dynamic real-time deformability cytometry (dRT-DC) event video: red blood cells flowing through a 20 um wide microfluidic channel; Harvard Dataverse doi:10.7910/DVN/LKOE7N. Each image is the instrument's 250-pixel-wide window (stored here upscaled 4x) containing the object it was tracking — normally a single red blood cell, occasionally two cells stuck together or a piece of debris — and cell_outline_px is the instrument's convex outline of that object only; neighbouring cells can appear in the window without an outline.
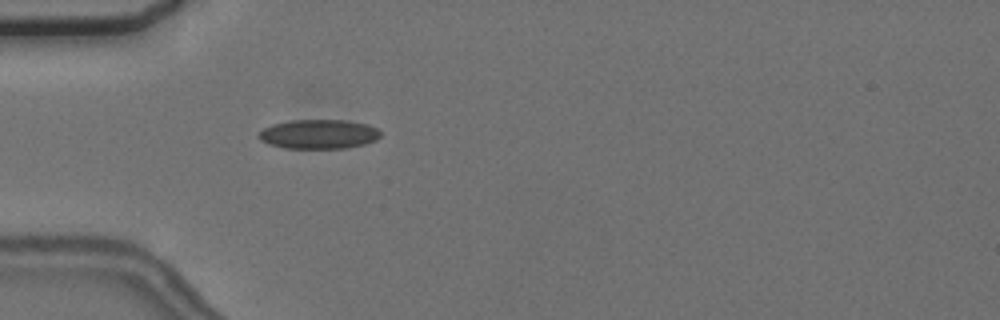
{"species": "common noctule bat (a hibernating species)", "species_latin": "Nyctalus noctula", "temperature_condition": "cold", "stored_images_in_passage": 2, "camera_frame_rate_fps": 3000, "um_per_image_px": 0.085, "animal": {"sex": "female", "body_mass_g": 24.6, "forearm_length_mm": 56.2}, "frame": {"image": 1, "passage_image": 2, "time_ms": 1.0, "image_size_px": [1000, 320], "cell_outline_px": [[380, 136], [376, 140], [364, 144], [344, 148], [284, 148], [268, 144], [260, 140], [256, 136], [264, 128], [272, 124], [288, 120], [348, 120], [368, 124], [376, 128], [380, 132]], "centroid_in_image_um": [27.07, 11.39], "position_along_channel_um": 57.9, "area_um2": 20.92}}